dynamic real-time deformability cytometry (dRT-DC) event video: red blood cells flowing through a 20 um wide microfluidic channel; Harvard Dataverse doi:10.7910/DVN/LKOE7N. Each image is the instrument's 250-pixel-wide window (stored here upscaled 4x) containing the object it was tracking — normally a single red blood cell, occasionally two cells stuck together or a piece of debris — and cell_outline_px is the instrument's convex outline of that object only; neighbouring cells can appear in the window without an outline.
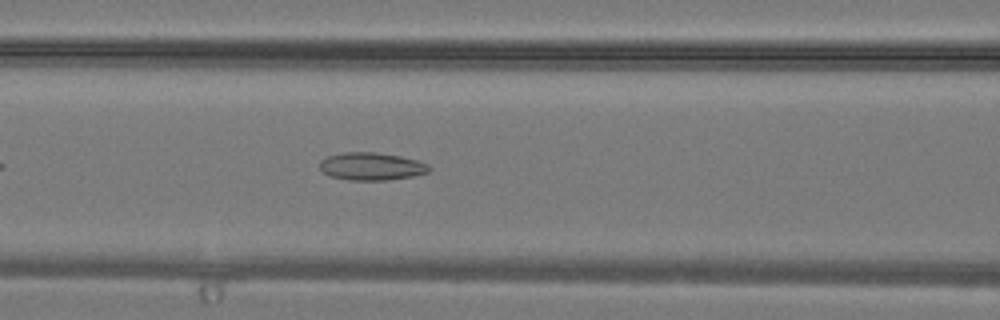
{"species": "common noctule bat (a hibernating species)", "species_latin": "Nyctalus noctula", "temperature_condition": "warm", "stored_images_in_passage": 24, "camera_frame_rate_fps": 3000, "um_per_image_px": 0.085, "animal": {"sex": "male", "body_mass_g": 19.2, "forearm_length_mm": 51.8}, "frame": {"image": 1, "passage_image": 7, "time_ms": 2.0, "image_size_px": [1000, 320], "cell_outline_px": [[428, 168], [424, 172], [408, 176], [380, 180], [356, 180], [332, 176], [324, 172], [320, 168], [320, 164], [324, 160], [332, 156], [348, 152], [368, 152], [396, 156], [412, 160], [424, 164]], "centroid_in_image_um": [31.48, 14.14], "position_along_channel_um": 135.1, "area_um2": 16.24}}
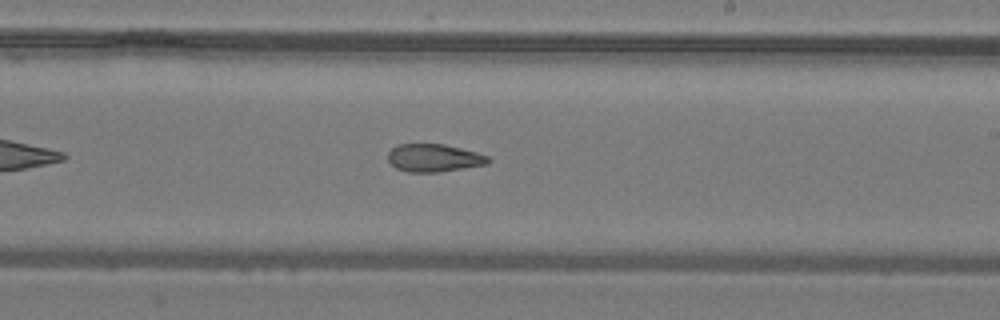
{"frame": {"image": 2, "passage_image": 13, "time_ms": 4.0, "image_size_px": [1000, 320], "cell_outline_px": [[488, 160], [484, 164], [432, 172], [412, 172], [400, 168], [392, 164], [388, 160], [388, 156], [392, 148], [400, 144], [440, 144], [488, 156]], "centroid_in_image_um": [36.8, 13.41], "position_along_channel_um": 252.2, "area_um2": 15.2}}
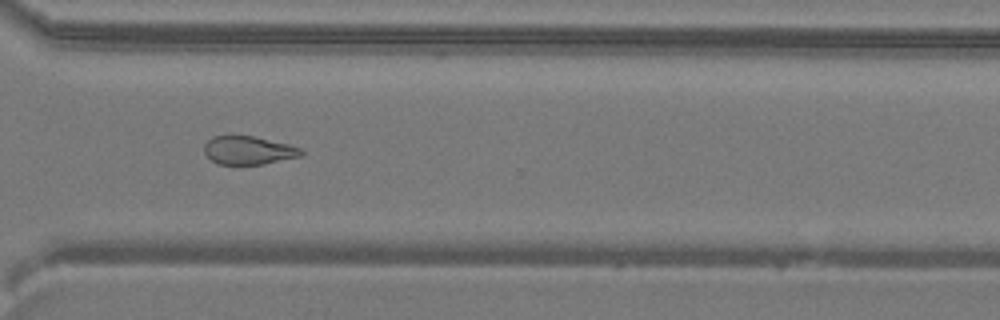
{"frame": {"image": 3, "passage_image": 18, "time_ms": 5.667, "image_size_px": [1000, 320], "cell_outline_px": [[304, 152], [296, 156], [260, 164], [220, 164], [212, 160], [204, 152], [204, 148], [208, 140], [216, 136], [252, 136], [300, 148]], "centroid_in_image_um": [21.04, 12.77], "position_along_channel_um": 349.6, "area_um2": 15.2}}